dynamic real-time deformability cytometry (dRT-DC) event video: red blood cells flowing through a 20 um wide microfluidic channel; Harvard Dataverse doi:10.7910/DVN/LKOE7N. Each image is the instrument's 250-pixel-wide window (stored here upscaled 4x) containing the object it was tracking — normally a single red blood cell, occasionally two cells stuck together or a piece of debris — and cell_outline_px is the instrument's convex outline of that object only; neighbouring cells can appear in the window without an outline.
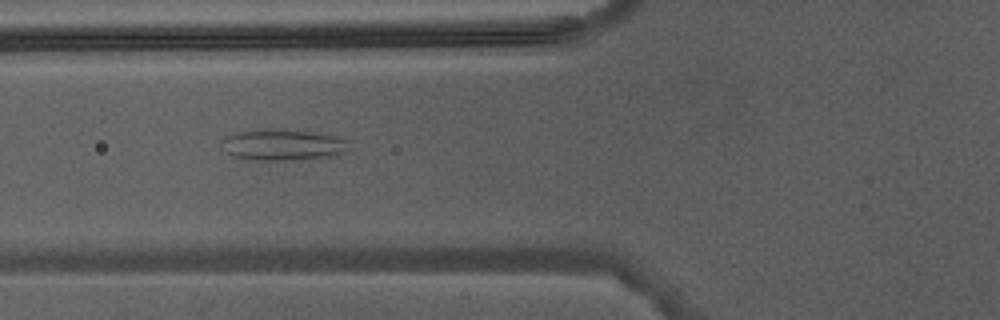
{"species": "Egyptian fruit bat (a non-hibernating species)", "species_latin": "Rousettus aegyptiacus", "temperature_condition": "warm", "stored_images_in_passage": 6, "camera_frame_rate_fps": 3000, "um_per_image_px": 0.085, "animal": {"sex": "male"}, "frame": {"image": 1, "passage_image": 6, "time_ms": 6.0, "image_size_px": [1000, 320], "cell_outline_px": [[352, 140], [344, 152], [340, 156], [308, 160], [248, 160], [232, 156], [228, 152], [220, 140], [224, 136], [256, 128], [276, 128], [320, 132], [340, 136]], "centroid_in_image_um": [24.15, 12.3], "position_along_channel_um": 101.7, "area_um2": 24.28}}